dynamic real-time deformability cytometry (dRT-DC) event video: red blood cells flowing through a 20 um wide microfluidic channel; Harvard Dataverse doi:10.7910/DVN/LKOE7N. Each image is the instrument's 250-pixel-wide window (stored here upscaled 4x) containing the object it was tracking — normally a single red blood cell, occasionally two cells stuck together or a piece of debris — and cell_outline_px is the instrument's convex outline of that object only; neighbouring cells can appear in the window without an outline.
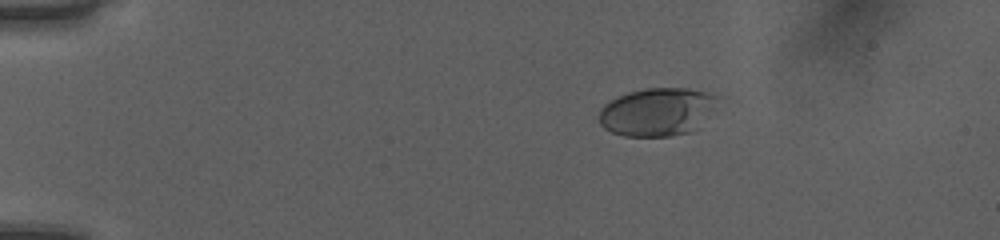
{"species": "human", "species_latin": "Homo sapiens", "temperature_condition": "room temperature", "stored_images_in_passage": 51, "camera_frame_rate_fps": 3000, "um_per_image_px": 0.085, "donor": {"sex": "female"}, "frame": {"image": 1, "passage_image": 9, "time_ms": 2.667, "image_size_px": [1000, 240], "cell_outline_px": [[716, 100], [712, 108], [692, 132], [672, 136], [624, 136], [612, 132], [604, 128], [600, 124], [600, 108], [604, 104], [628, 92], [644, 88], [688, 88], [708, 92], [716, 96]], "centroid_in_image_um": [55.81, 9.51], "position_along_channel_um": 29.2, "area_um2": 32.77}}
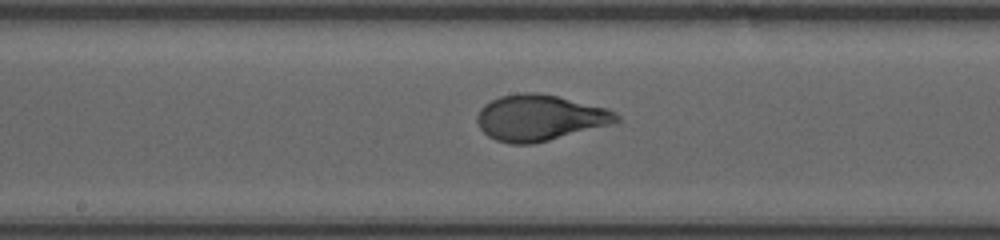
{"frame": {"image": 2, "passage_image": 28, "time_ms": 9.0, "image_size_px": [1000, 240], "cell_outline_px": [[620, 120], [616, 124], [532, 144], [508, 144], [496, 140], [488, 136], [480, 128], [476, 120], [476, 116], [480, 108], [484, 104], [500, 96], [520, 92], [536, 92], [556, 96], [608, 108], [616, 112], [620, 116]], "centroid_in_image_um": [45.9, 10.01], "position_along_channel_um": 202.3, "area_um2": 37.69}}
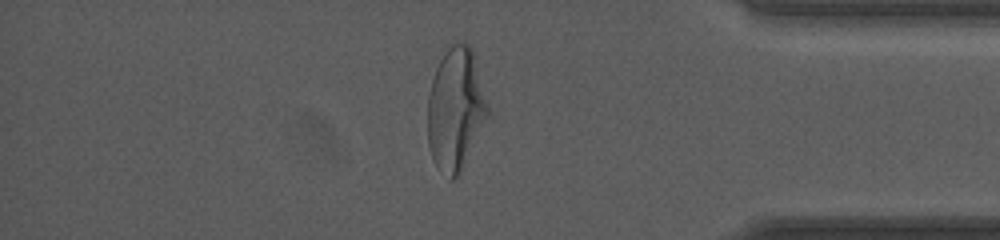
{"frame": {"image": 3, "passage_image": 44, "time_ms": 14.333, "image_size_px": [1000, 240], "cell_outline_px": [[488, 116], [460, 172], [452, 180], [448, 180], [436, 168], [432, 160], [428, 144], [428, 96], [432, 80], [436, 68], [440, 60], [448, 48], [456, 40], [460, 40], [468, 44], [472, 48], [488, 108]], "centroid_in_image_um": [38.69, 9.29], "position_along_channel_um": 396.5, "area_um2": 42.6}, "authors_computed_cell_mechanics": {"area_um2": 36.2984, "velocity_mm_per_s": 4.0465, "shape_relaxation_time_tau1_ms": 4.8434, "shape_relaxation_time_tau2_ms": null, "deformation_change_tau1": 0.1982, "deformation_change_tau2": null}}